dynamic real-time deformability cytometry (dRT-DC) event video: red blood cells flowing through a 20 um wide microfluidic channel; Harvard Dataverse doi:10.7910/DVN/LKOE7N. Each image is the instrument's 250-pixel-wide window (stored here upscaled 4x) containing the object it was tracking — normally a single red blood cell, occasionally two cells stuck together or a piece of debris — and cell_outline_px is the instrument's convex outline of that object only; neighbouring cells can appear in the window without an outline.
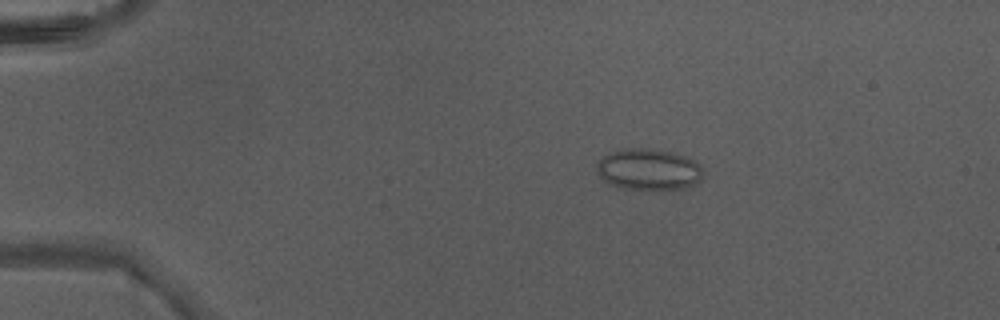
{"species": "Egyptian fruit bat (a non-hibernating species)", "species_latin": "Rousettus aegyptiacus", "temperature_condition": "warm", "stored_images_in_passage": 4, "camera_frame_rate_fps": 3000, "um_per_image_px": 0.085, "animal": {"sex": "male"}, "frame": {"image": 1, "passage_image": 2, "time_ms": 0.333, "image_size_px": [1000, 320], "cell_outline_px": [[704, 180], [696, 184], [684, 188], [620, 188], [604, 180], [600, 176], [596, 168], [596, 160], [612, 152], [624, 148], [640, 148], [668, 152], [684, 156], [696, 160], [700, 164], [704, 172]], "centroid_in_image_um": [55.17, 14.39], "position_along_channel_um": 29.8, "area_um2": 25.43}}